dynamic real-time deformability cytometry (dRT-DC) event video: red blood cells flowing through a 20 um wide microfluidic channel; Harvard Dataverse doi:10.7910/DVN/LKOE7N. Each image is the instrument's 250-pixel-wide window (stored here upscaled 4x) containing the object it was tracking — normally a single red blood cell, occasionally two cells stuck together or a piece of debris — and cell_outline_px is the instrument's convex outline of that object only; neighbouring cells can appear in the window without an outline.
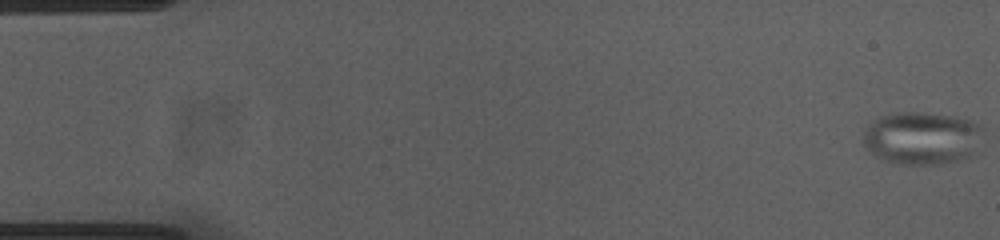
{"species": "common noctule bat (a hibernating species)", "species_latin": "Nyctalus noctula", "temperature_condition": "cold", "stored_images_in_passage": 55, "camera_frame_rate_fps": 3000, "um_per_image_px": 0.085, "animal": {"sex": "female", "body_mass_g": 23.0, "forearm_length_mm": 53.4}, "frame": {"image": 1, "passage_image": 1, "time_ms": 0.0, "image_size_px": [1000, 240], "cell_outline_px": [[984, 128], [972, 152], [964, 160], [940, 164], [892, 164], [876, 156], [864, 144], [864, 132], [868, 124], [876, 116], [896, 112], [920, 112], [956, 116], [972, 120], [980, 124]], "centroid_in_image_um": [78.34, 11.72], "position_along_channel_um": 6.7, "area_um2": 37.11}}
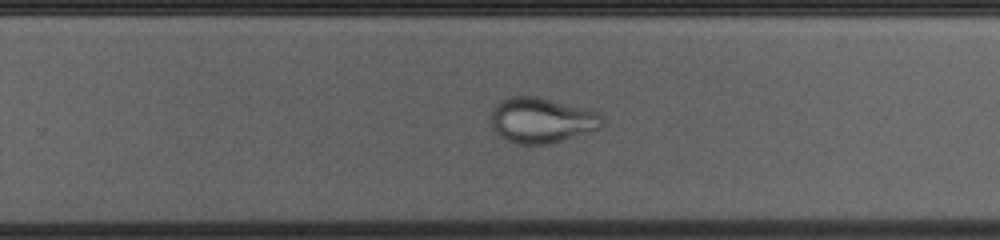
{"frame": {"image": 2, "passage_image": 35, "time_ms": 11.333, "image_size_px": [1000, 240], "cell_outline_px": [[604, 124], [600, 128], [588, 132], [548, 144], [516, 144], [504, 140], [492, 128], [492, 112], [496, 104], [500, 100], [512, 96], [536, 96], [588, 108], [596, 112], [600, 116]], "centroid_in_image_um": [46.02, 10.22], "position_along_channel_um": 283.8, "area_um2": 29.36}}
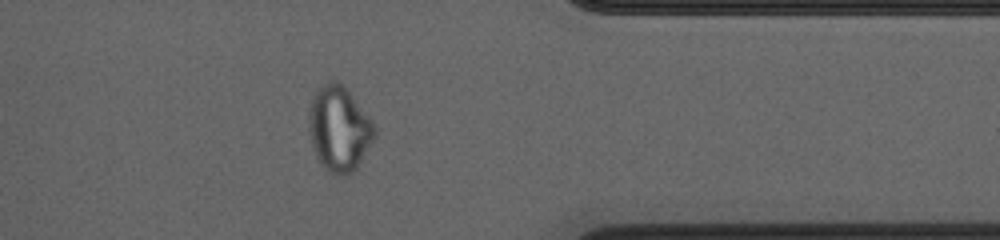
{"frame": {"image": 3, "passage_image": 44, "time_ms": 14.333, "image_size_px": [1000, 240], "cell_outline_px": [[376, 136], [356, 168], [348, 176], [336, 176], [324, 168], [320, 164], [316, 156], [312, 144], [308, 120], [308, 116], [312, 96], [316, 88], [320, 84], [328, 80], [336, 80], [344, 84], [372, 120], [376, 128]], "centroid_in_image_um": [28.82, 10.91], "position_along_channel_um": 382.6, "area_um2": 33.12}}